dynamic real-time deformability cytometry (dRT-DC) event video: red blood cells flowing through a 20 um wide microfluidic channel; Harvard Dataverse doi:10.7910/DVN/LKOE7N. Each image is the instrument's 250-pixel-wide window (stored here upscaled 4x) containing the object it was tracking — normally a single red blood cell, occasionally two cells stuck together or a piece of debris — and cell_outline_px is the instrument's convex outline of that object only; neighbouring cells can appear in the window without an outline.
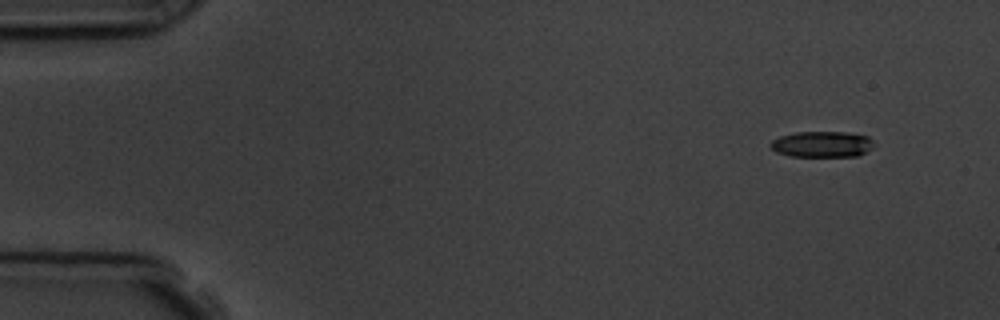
{"species": "common noctule bat (a hibernating species)", "species_latin": "Nyctalus noctula", "temperature_condition": "room temperature", "stored_images_in_passage": 4, "camera_frame_rate_fps": 3000, "um_per_image_px": 0.085, "animal": {"sex": "male", "body_mass_g": 19.5, "forearm_length_mm": 54.6}, "frame": {"image": 1, "passage_image": 1, "time_ms": 0.0, "image_size_px": [1000, 320], "cell_outline_px": [[872, 148], [860, 156], [788, 156], [776, 152], [768, 144], [772, 140], [780, 136], [796, 132], [848, 132], [868, 136], [872, 140]], "centroid_in_image_um": [69.86, 12.26], "position_along_channel_um": 15.1, "area_um2": 15.72}}
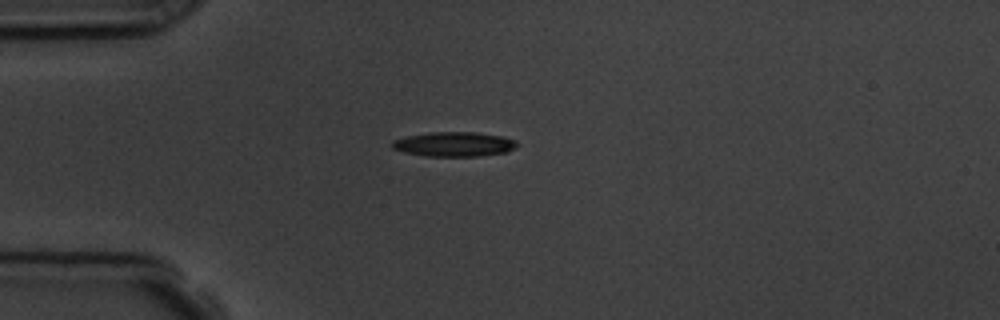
{"frame": {"image": 2, "passage_image": 4, "time_ms": 3.333, "image_size_px": [1000, 320], "cell_outline_px": [[520, 144], [516, 148], [504, 152], [480, 156], [428, 156], [404, 152], [392, 148], [388, 144], [392, 140], [408, 136], [432, 132], [476, 132], [504, 136], [516, 140]], "centroid_in_image_um": [38.62, 12.25], "position_along_channel_um": 46.4, "area_um2": 18.03}}